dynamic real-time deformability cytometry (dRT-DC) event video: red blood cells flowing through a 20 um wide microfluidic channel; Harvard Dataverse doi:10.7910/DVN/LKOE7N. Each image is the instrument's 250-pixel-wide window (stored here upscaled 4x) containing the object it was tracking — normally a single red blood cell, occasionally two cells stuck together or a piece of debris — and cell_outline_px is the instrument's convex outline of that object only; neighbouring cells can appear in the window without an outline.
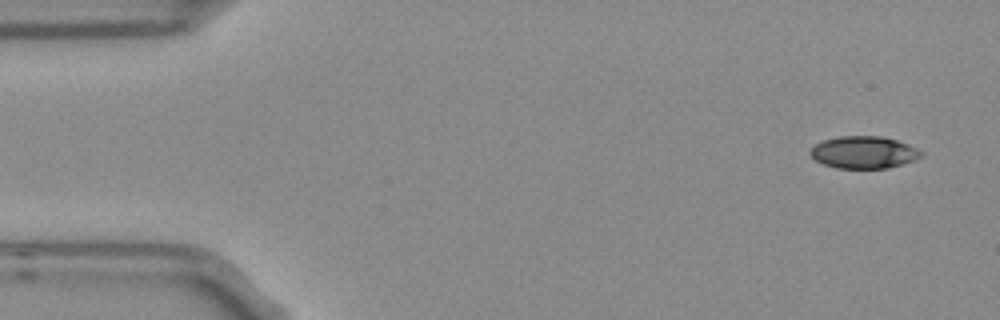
{"species": "Egyptian fruit bat (a non-hibernating species)", "species_latin": "Rousettus aegyptiacus", "temperature_condition": "room temperature", "stored_images_in_passage": 14, "camera_frame_rate_fps": 3000, "um_per_image_px": 0.085, "frame": {"image": 1, "passage_image": 1, "time_ms": 0.0, "image_size_px": [1000, 320], "cell_outline_px": [[924, 152], [916, 160], [904, 164], [888, 168], [836, 168], [824, 164], [816, 160], [808, 152], [816, 144], [824, 140], [840, 136], [880, 136], [896, 140], [908, 144]], "centroid_in_image_um": [73.44, 12.95], "position_along_channel_um": 11.6, "area_um2": 20.75}}
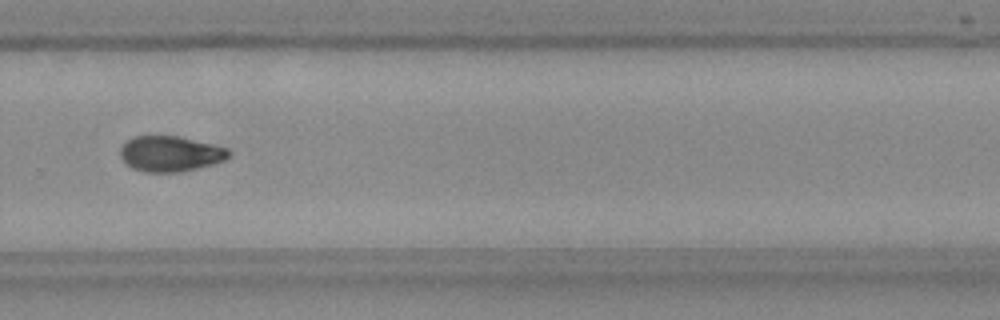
{"frame": {"image": 2, "passage_image": 10, "time_ms": 3.0, "image_size_px": [1000, 320], "cell_outline_px": [[232, 152], [224, 160], [212, 164], [180, 172], [148, 172], [132, 168], [120, 156], [120, 148], [128, 140], [136, 136], [180, 136], [228, 148]], "centroid_in_image_um": [14.49, 13.06], "position_along_channel_um": 315.3, "area_um2": 22.25}}
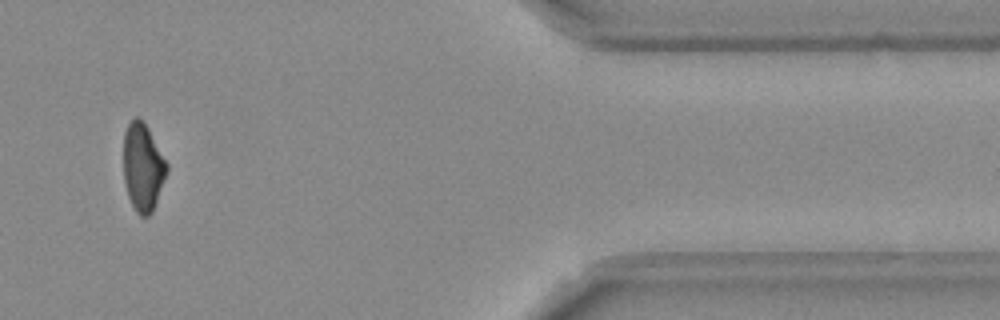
{"frame": {"image": 3, "passage_image": 12, "time_ms": 3.667, "image_size_px": [1000, 320], "cell_outline_px": [[168, 172], [152, 212], [148, 216], [140, 216], [136, 212], [128, 196], [124, 180], [124, 132], [128, 124], [136, 116], [148, 128], [168, 164]], "centroid_in_image_um": [12.15, 14.23], "position_along_channel_um": 399.3, "area_um2": 21.96}}